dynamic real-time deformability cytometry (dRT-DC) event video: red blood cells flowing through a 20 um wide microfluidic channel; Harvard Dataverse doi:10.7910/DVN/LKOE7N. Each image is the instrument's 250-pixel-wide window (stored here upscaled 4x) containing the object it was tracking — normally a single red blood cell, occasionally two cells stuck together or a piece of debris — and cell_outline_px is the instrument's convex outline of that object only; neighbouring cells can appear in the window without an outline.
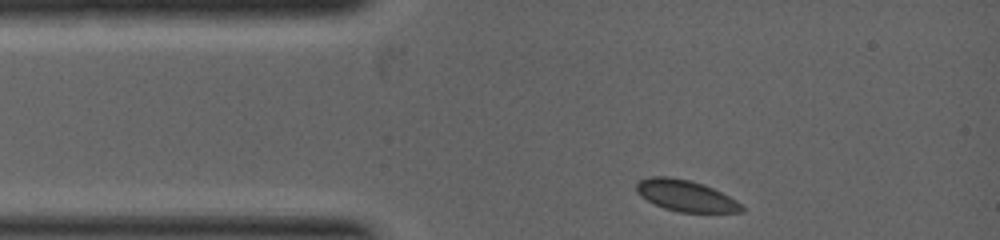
{"species": "common noctule bat (a hibernating species)", "species_latin": "Nyctalus noctula", "temperature_condition": "warm", "stored_images_in_passage": 30, "camera_frame_rate_fps": 5000, "um_per_image_px": 0.085, "animal": {"sex": "female", "body_mass_g": 19.0, "forearm_length_mm": 53.3}, "frame": {"image": 1, "passage_image": 1, "time_ms": 0.0, "image_size_px": [1000, 240], "cell_outline_px": [[744, 212], [680, 212], [664, 208], [640, 196], [636, 192], [636, 184], [640, 180], [648, 176], [668, 176], [688, 180], [704, 184], [736, 200], [744, 208]], "centroid_in_image_um": [58.26, 16.63], "position_along_channel_um": 26.7, "area_um2": 19.02}}
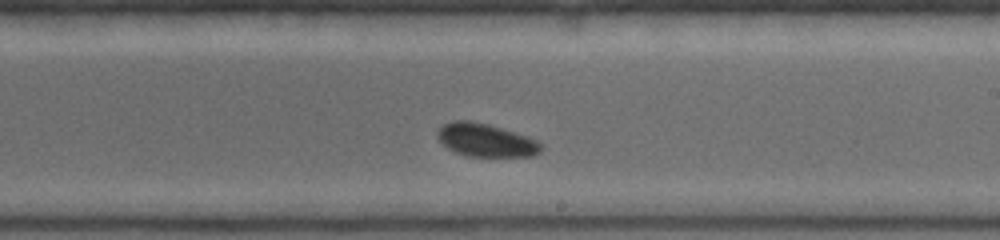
{"frame": {"image": 2, "passage_image": 18, "time_ms": 3.4, "image_size_px": [1000, 240], "cell_outline_px": [[544, 148], [540, 152], [532, 156], [464, 156], [448, 148], [436, 136], [436, 132], [444, 124], [452, 120], [472, 120], [488, 124], [536, 140], [544, 144]], "centroid_in_image_um": [41.28, 11.91], "position_along_channel_um": 247.7, "area_um2": 19.88}}
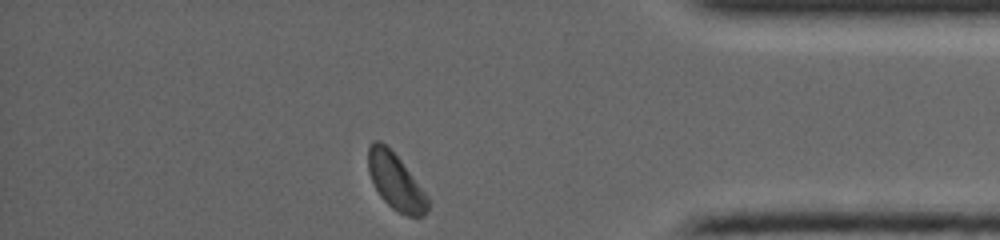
{"frame": {"image": 3, "passage_image": 30, "time_ms": 5.8, "image_size_px": [1000, 240], "cell_outline_px": [[428, 212], [424, 216], [408, 216], [392, 208], [380, 196], [368, 172], [368, 148], [372, 140], [380, 140], [400, 160], [428, 196]], "centroid_in_image_um": [33.62, 15.44], "position_along_channel_um": 401.6, "area_um2": 19.19}}